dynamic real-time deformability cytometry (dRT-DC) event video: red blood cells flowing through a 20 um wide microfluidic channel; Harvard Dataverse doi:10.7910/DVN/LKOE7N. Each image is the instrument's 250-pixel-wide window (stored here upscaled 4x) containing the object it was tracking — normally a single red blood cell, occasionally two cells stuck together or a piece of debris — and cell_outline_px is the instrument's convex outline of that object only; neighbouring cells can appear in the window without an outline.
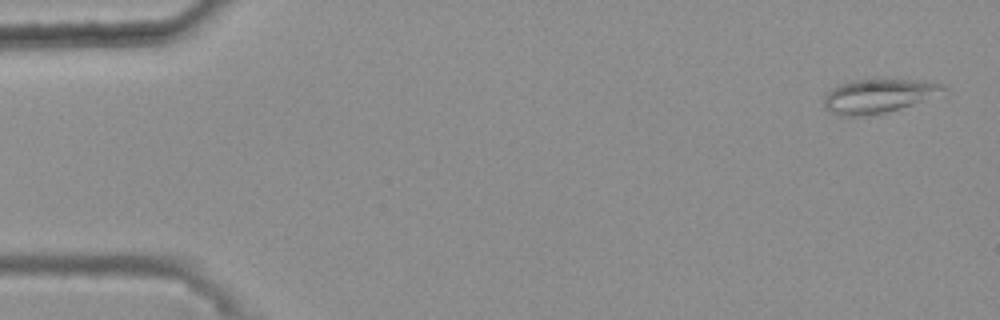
{"species": "common noctule bat (a hibernating species)", "species_latin": "Nyctalus noctula", "temperature_condition": "warm", "stored_images_in_passage": 48, "camera_frame_rate_fps": 3000, "um_per_image_px": 0.085, "animal": {"sex": "female", "body_mass_g": 25.1}, "frame": {"image": 1, "passage_image": 1, "time_ms": 0.0, "image_size_px": [1000, 320], "cell_outline_px": [[948, 88], [920, 100], [900, 108], [868, 116], [840, 116], [824, 108], [824, 96], [832, 88], [848, 80], [924, 80], [944, 84]], "centroid_in_image_um": [74.57, 8.15], "position_along_channel_um": 10.4, "area_um2": 23.06}}
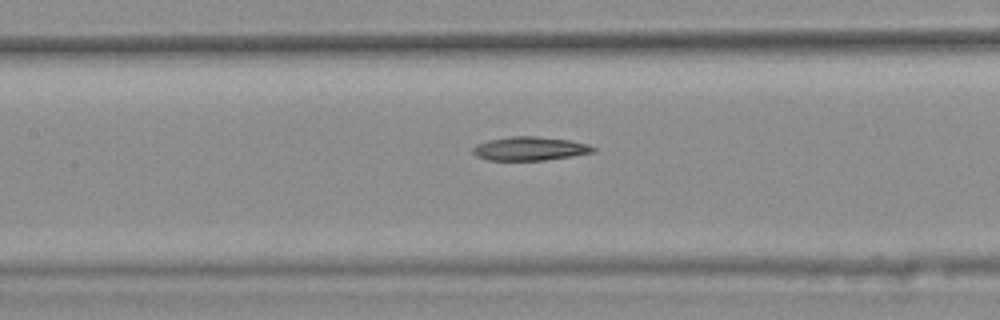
{"frame": {"image": 2, "passage_image": 24, "time_ms": 7.667, "image_size_px": [1000, 320], "cell_outline_px": [[596, 152], [572, 156], [544, 160], [488, 160], [476, 156], [472, 152], [472, 148], [476, 144], [488, 140], [508, 136], [536, 136], [572, 140], [588, 144], [596, 148]], "centroid_in_image_um": [45.04, 12.62], "position_along_channel_um": 162.4, "area_um2": 16.82}}
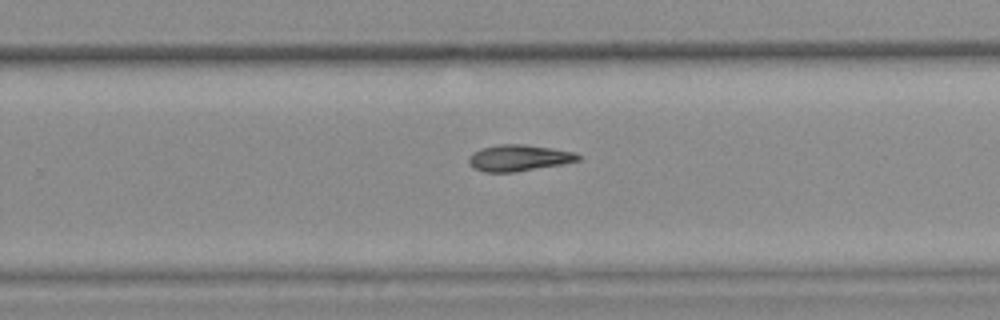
{"frame": {"image": 3, "passage_image": 34, "time_ms": 11.0, "image_size_px": [1000, 320], "cell_outline_px": [[584, 156], [580, 160], [560, 164], [516, 172], [484, 172], [472, 168], [468, 164], [468, 156], [472, 152], [480, 148], [496, 144], [524, 144], [552, 148], [576, 152]], "centroid_in_image_um": [44.07, 13.41], "position_along_channel_um": 285.7, "area_um2": 17.11}}